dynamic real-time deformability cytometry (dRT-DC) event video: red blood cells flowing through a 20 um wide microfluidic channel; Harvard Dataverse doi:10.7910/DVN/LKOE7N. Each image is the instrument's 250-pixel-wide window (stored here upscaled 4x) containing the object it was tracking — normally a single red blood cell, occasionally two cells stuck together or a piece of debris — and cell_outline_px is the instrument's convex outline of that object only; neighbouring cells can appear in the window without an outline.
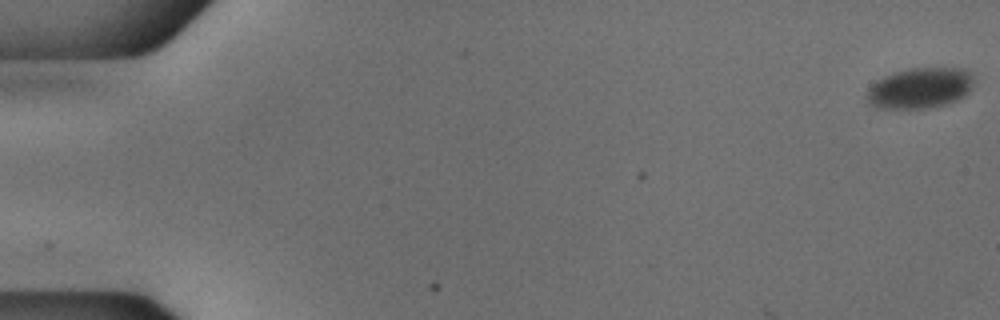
{"species": "common noctule bat (a hibernating species)", "species_latin": "Nyctalus noctula", "temperature_condition": "cold", "stored_images_in_passage": 7, "camera_frame_rate_fps": 3000, "um_per_image_px": 0.085, "animal": {"sex": "male", "body_mass_g": 18.8}, "frame": {"image": 1, "passage_image": 1, "time_ms": 0.0, "image_size_px": [1000, 320], "cell_outline_px": [[972, 80], [968, 92], [964, 96], [956, 100], [944, 104], [928, 108], [876, 108], [868, 100], [868, 88], [876, 80], [884, 76], [896, 72], [912, 68], [964, 68], [972, 76]], "centroid_in_image_um": [78.18, 7.48], "position_along_channel_um": 6.8, "area_um2": 24.97}}